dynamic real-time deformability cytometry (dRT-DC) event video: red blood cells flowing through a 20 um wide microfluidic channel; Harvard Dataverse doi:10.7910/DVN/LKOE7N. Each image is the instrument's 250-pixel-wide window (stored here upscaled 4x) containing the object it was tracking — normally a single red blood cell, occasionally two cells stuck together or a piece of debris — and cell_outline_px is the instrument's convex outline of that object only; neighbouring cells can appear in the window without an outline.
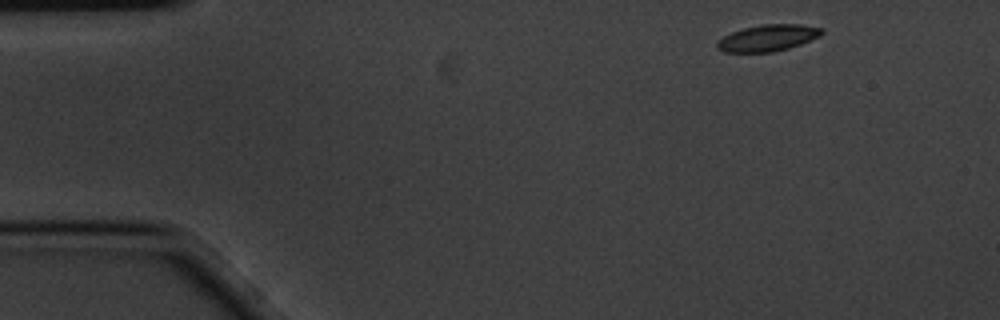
{"species": "common noctule bat (a hibernating species)", "species_latin": "Nyctalus noctula", "temperature_condition": "cold", "stored_images_in_passage": 3, "camera_frame_rate_fps": 3000, "um_per_image_px": 0.085, "animal": {"sex": "male", "body_mass_g": 20.1, "forearm_length_mm": 53.5}, "frame": {"image": 1, "passage_image": 1, "time_ms": 0.0, "image_size_px": [1000, 320], "cell_outline_px": [[824, 32], [820, 36], [800, 44], [788, 48], [772, 52], [724, 52], [716, 48], [716, 40], [732, 32], [744, 28], [764, 24], [800, 24], [824, 28]], "centroid_in_image_um": [65.26, 3.22], "position_along_channel_um": 19.7, "area_um2": 16.18}}
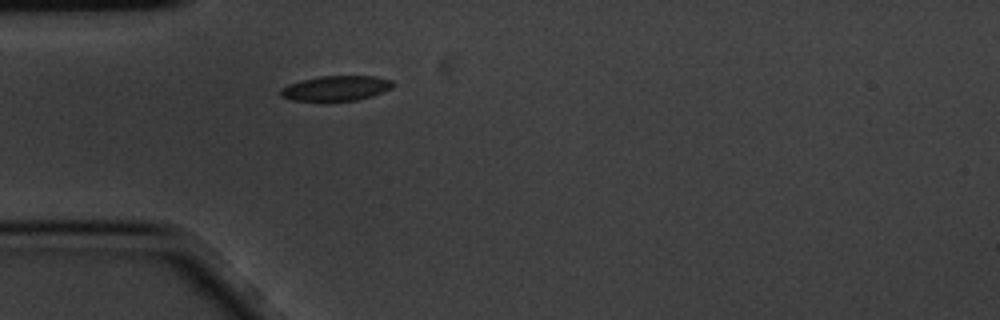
{"frame": {"image": 2, "passage_image": 3, "time_ms": 0.667, "image_size_px": [1000, 320], "cell_outline_px": [[396, 84], [392, 88], [372, 96], [356, 100], [292, 100], [280, 96], [280, 88], [288, 84], [300, 80], [320, 76], [376, 76], [392, 80]], "centroid_in_image_um": [28.57, 7.48], "position_along_channel_um": 56.4, "area_um2": 16.36}}